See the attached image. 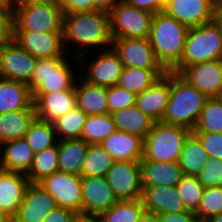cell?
<instances>
[{
	"label": "cell",
	"instance_id": "obj_9",
	"mask_svg": "<svg viewBox=\"0 0 222 222\" xmlns=\"http://www.w3.org/2000/svg\"><path fill=\"white\" fill-rule=\"evenodd\" d=\"M98 53V57L95 59L91 53H86L78 58L79 66L82 64L79 68H83L84 70H79L80 77L87 83L96 86L110 87L116 85L124 67L123 62L112 47L99 50ZM89 54H91V56H89ZM88 57H92L89 63H87ZM83 60L86 61V63Z\"/></svg>",
	"mask_w": 222,
	"mask_h": 222
},
{
	"label": "cell",
	"instance_id": "obj_18",
	"mask_svg": "<svg viewBox=\"0 0 222 222\" xmlns=\"http://www.w3.org/2000/svg\"><path fill=\"white\" fill-rule=\"evenodd\" d=\"M214 0H165L164 12L187 27H196L212 19Z\"/></svg>",
	"mask_w": 222,
	"mask_h": 222
},
{
	"label": "cell",
	"instance_id": "obj_49",
	"mask_svg": "<svg viewBox=\"0 0 222 222\" xmlns=\"http://www.w3.org/2000/svg\"><path fill=\"white\" fill-rule=\"evenodd\" d=\"M160 222H200L194 212L168 213L159 215Z\"/></svg>",
	"mask_w": 222,
	"mask_h": 222
},
{
	"label": "cell",
	"instance_id": "obj_48",
	"mask_svg": "<svg viewBox=\"0 0 222 222\" xmlns=\"http://www.w3.org/2000/svg\"><path fill=\"white\" fill-rule=\"evenodd\" d=\"M137 9L149 11L153 14L164 10L165 0H125Z\"/></svg>",
	"mask_w": 222,
	"mask_h": 222
},
{
	"label": "cell",
	"instance_id": "obj_15",
	"mask_svg": "<svg viewBox=\"0 0 222 222\" xmlns=\"http://www.w3.org/2000/svg\"><path fill=\"white\" fill-rule=\"evenodd\" d=\"M179 75L207 98H217L222 93V59L185 67Z\"/></svg>",
	"mask_w": 222,
	"mask_h": 222
},
{
	"label": "cell",
	"instance_id": "obj_30",
	"mask_svg": "<svg viewBox=\"0 0 222 222\" xmlns=\"http://www.w3.org/2000/svg\"><path fill=\"white\" fill-rule=\"evenodd\" d=\"M117 130L135 134L145 139L155 123L137 106L123 108L111 114Z\"/></svg>",
	"mask_w": 222,
	"mask_h": 222
},
{
	"label": "cell",
	"instance_id": "obj_5",
	"mask_svg": "<svg viewBox=\"0 0 222 222\" xmlns=\"http://www.w3.org/2000/svg\"><path fill=\"white\" fill-rule=\"evenodd\" d=\"M74 60L76 63L79 61L75 57L37 59L29 84L32 94H48L75 89V82L80 75L75 73V67L71 64Z\"/></svg>",
	"mask_w": 222,
	"mask_h": 222
},
{
	"label": "cell",
	"instance_id": "obj_10",
	"mask_svg": "<svg viewBox=\"0 0 222 222\" xmlns=\"http://www.w3.org/2000/svg\"><path fill=\"white\" fill-rule=\"evenodd\" d=\"M39 184L54 198L56 205L82 215V177L56 171Z\"/></svg>",
	"mask_w": 222,
	"mask_h": 222
},
{
	"label": "cell",
	"instance_id": "obj_40",
	"mask_svg": "<svg viewBox=\"0 0 222 222\" xmlns=\"http://www.w3.org/2000/svg\"><path fill=\"white\" fill-rule=\"evenodd\" d=\"M187 211L196 212L202 199L205 187L197 176L184 175L176 185Z\"/></svg>",
	"mask_w": 222,
	"mask_h": 222
},
{
	"label": "cell",
	"instance_id": "obj_35",
	"mask_svg": "<svg viewBox=\"0 0 222 222\" xmlns=\"http://www.w3.org/2000/svg\"><path fill=\"white\" fill-rule=\"evenodd\" d=\"M114 159L100 144H89L81 177H105Z\"/></svg>",
	"mask_w": 222,
	"mask_h": 222
},
{
	"label": "cell",
	"instance_id": "obj_23",
	"mask_svg": "<svg viewBox=\"0 0 222 222\" xmlns=\"http://www.w3.org/2000/svg\"><path fill=\"white\" fill-rule=\"evenodd\" d=\"M114 161H140L144 139L138 135L116 130L100 143Z\"/></svg>",
	"mask_w": 222,
	"mask_h": 222
},
{
	"label": "cell",
	"instance_id": "obj_20",
	"mask_svg": "<svg viewBox=\"0 0 222 222\" xmlns=\"http://www.w3.org/2000/svg\"><path fill=\"white\" fill-rule=\"evenodd\" d=\"M32 99L36 118L50 123L77 107L75 89L32 94Z\"/></svg>",
	"mask_w": 222,
	"mask_h": 222
},
{
	"label": "cell",
	"instance_id": "obj_45",
	"mask_svg": "<svg viewBox=\"0 0 222 222\" xmlns=\"http://www.w3.org/2000/svg\"><path fill=\"white\" fill-rule=\"evenodd\" d=\"M13 39V7L0 5V46Z\"/></svg>",
	"mask_w": 222,
	"mask_h": 222
},
{
	"label": "cell",
	"instance_id": "obj_19",
	"mask_svg": "<svg viewBox=\"0 0 222 222\" xmlns=\"http://www.w3.org/2000/svg\"><path fill=\"white\" fill-rule=\"evenodd\" d=\"M171 91V71H167L150 87L136 95L135 106L154 122H160Z\"/></svg>",
	"mask_w": 222,
	"mask_h": 222
},
{
	"label": "cell",
	"instance_id": "obj_54",
	"mask_svg": "<svg viewBox=\"0 0 222 222\" xmlns=\"http://www.w3.org/2000/svg\"><path fill=\"white\" fill-rule=\"evenodd\" d=\"M75 222H101L99 217L79 215Z\"/></svg>",
	"mask_w": 222,
	"mask_h": 222
},
{
	"label": "cell",
	"instance_id": "obj_38",
	"mask_svg": "<svg viewBox=\"0 0 222 222\" xmlns=\"http://www.w3.org/2000/svg\"><path fill=\"white\" fill-rule=\"evenodd\" d=\"M87 116L82 109L75 107L52 122L57 139H80Z\"/></svg>",
	"mask_w": 222,
	"mask_h": 222
},
{
	"label": "cell",
	"instance_id": "obj_4",
	"mask_svg": "<svg viewBox=\"0 0 222 222\" xmlns=\"http://www.w3.org/2000/svg\"><path fill=\"white\" fill-rule=\"evenodd\" d=\"M222 59V37L212 21L189 28L180 62L171 70L180 73L185 67Z\"/></svg>",
	"mask_w": 222,
	"mask_h": 222
},
{
	"label": "cell",
	"instance_id": "obj_51",
	"mask_svg": "<svg viewBox=\"0 0 222 222\" xmlns=\"http://www.w3.org/2000/svg\"><path fill=\"white\" fill-rule=\"evenodd\" d=\"M211 21L217 27L222 37V8H214Z\"/></svg>",
	"mask_w": 222,
	"mask_h": 222
},
{
	"label": "cell",
	"instance_id": "obj_50",
	"mask_svg": "<svg viewBox=\"0 0 222 222\" xmlns=\"http://www.w3.org/2000/svg\"><path fill=\"white\" fill-rule=\"evenodd\" d=\"M95 10L110 13L113 8L123 0H94Z\"/></svg>",
	"mask_w": 222,
	"mask_h": 222
},
{
	"label": "cell",
	"instance_id": "obj_32",
	"mask_svg": "<svg viewBox=\"0 0 222 222\" xmlns=\"http://www.w3.org/2000/svg\"><path fill=\"white\" fill-rule=\"evenodd\" d=\"M166 72L165 69H142L124 66L117 85L135 95H139L161 76H164Z\"/></svg>",
	"mask_w": 222,
	"mask_h": 222
},
{
	"label": "cell",
	"instance_id": "obj_12",
	"mask_svg": "<svg viewBox=\"0 0 222 222\" xmlns=\"http://www.w3.org/2000/svg\"><path fill=\"white\" fill-rule=\"evenodd\" d=\"M105 178L118 200L141 199L140 161H114Z\"/></svg>",
	"mask_w": 222,
	"mask_h": 222
},
{
	"label": "cell",
	"instance_id": "obj_14",
	"mask_svg": "<svg viewBox=\"0 0 222 222\" xmlns=\"http://www.w3.org/2000/svg\"><path fill=\"white\" fill-rule=\"evenodd\" d=\"M112 48L124 66L142 69H164L158 62L148 38H113Z\"/></svg>",
	"mask_w": 222,
	"mask_h": 222
},
{
	"label": "cell",
	"instance_id": "obj_13",
	"mask_svg": "<svg viewBox=\"0 0 222 222\" xmlns=\"http://www.w3.org/2000/svg\"><path fill=\"white\" fill-rule=\"evenodd\" d=\"M13 40L36 59L71 57L64 49L62 33L13 31Z\"/></svg>",
	"mask_w": 222,
	"mask_h": 222
},
{
	"label": "cell",
	"instance_id": "obj_28",
	"mask_svg": "<svg viewBox=\"0 0 222 222\" xmlns=\"http://www.w3.org/2000/svg\"><path fill=\"white\" fill-rule=\"evenodd\" d=\"M88 146L82 139L58 140L59 171L81 176Z\"/></svg>",
	"mask_w": 222,
	"mask_h": 222
},
{
	"label": "cell",
	"instance_id": "obj_53",
	"mask_svg": "<svg viewBox=\"0 0 222 222\" xmlns=\"http://www.w3.org/2000/svg\"><path fill=\"white\" fill-rule=\"evenodd\" d=\"M138 222H160L159 215L144 211Z\"/></svg>",
	"mask_w": 222,
	"mask_h": 222
},
{
	"label": "cell",
	"instance_id": "obj_29",
	"mask_svg": "<svg viewBox=\"0 0 222 222\" xmlns=\"http://www.w3.org/2000/svg\"><path fill=\"white\" fill-rule=\"evenodd\" d=\"M35 118V109L17 110L0 114V145L6 141L24 138Z\"/></svg>",
	"mask_w": 222,
	"mask_h": 222
},
{
	"label": "cell",
	"instance_id": "obj_52",
	"mask_svg": "<svg viewBox=\"0 0 222 222\" xmlns=\"http://www.w3.org/2000/svg\"><path fill=\"white\" fill-rule=\"evenodd\" d=\"M44 3H58V0H15L14 5H36Z\"/></svg>",
	"mask_w": 222,
	"mask_h": 222
},
{
	"label": "cell",
	"instance_id": "obj_44",
	"mask_svg": "<svg viewBox=\"0 0 222 222\" xmlns=\"http://www.w3.org/2000/svg\"><path fill=\"white\" fill-rule=\"evenodd\" d=\"M201 142L209 158L222 160V133L192 132Z\"/></svg>",
	"mask_w": 222,
	"mask_h": 222
},
{
	"label": "cell",
	"instance_id": "obj_33",
	"mask_svg": "<svg viewBox=\"0 0 222 222\" xmlns=\"http://www.w3.org/2000/svg\"><path fill=\"white\" fill-rule=\"evenodd\" d=\"M56 171H59L58 141L56 145L34 154L32 166L26 176L30 183H39Z\"/></svg>",
	"mask_w": 222,
	"mask_h": 222
},
{
	"label": "cell",
	"instance_id": "obj_57",
	"mask_svg": "<svg viewBox=\"0 0 222 222\" xmlns=\"http://www.w3.org/2000/svg\"><path fill=\"white\" fill-rule=\"evenodd\" d=\"M214 8H222V0H214Z\"/></svg>",
	"mask_w": 222,
	"mask_h": 222
},
{
	"label": "cell",
	"instance_id": "obj_42",
	"mask_svg": "<svg viewBox=\"0 0 222 222\" xmlns=\"http://www.w3.org/2000/svg\"><path fill=\"white\" fill-rule=\"evenodd\" d=\"M136 95L119 85L107 87L108 113L112 114L123 108L134 106Z\"/></svg>",
	"mask_w": 222,
	"mask_h": 222
},
{
	"label": "cell",
	"instance_id": "obj_37",
	"mask_svg": "<svg viewBox=\"0 0 222 222\" xmlns=\"http://www.w3.org/2000/svg\"><path fill=\"white\" fill-rule=\"evenodd\" d=\"M144 211L141 199L118 200L98 217L101 222H138Z\"/></svg>",
	"mask_w": 222,
	"mask_h": 222
},
{
	"label": "cell",
	"instance_id": "obj_46",
	"mask_svg": "<svg viewBox=\"0 0 222 222\" xmlns=\"http://www.w3.org/2000/svg\"><path fill=\"white\" fill-rule=\"evenodd\" d=\"M63 13L95 11L94 0H58Z\"/></svg>",
	"mask_w": 222,
	"mask_h": 222
},
{
	"label": "cell",
	"instance_id": "obj_24",
	"mask_svg": "<svg viewBox=\"0 0 222 222\" xmlns=\"http://www.w3.org/2000/svg\"><path fill=\"white\" fill-rule=\"evenodd\" d=\"M142 186H176L184 176L178 161L140 160Z\"/></svg>",
	"mask_w": 222,
	"mask_h": 222
},
{
	"label": "cell",
	"instance_id": "obj_8",
	"mask_svg": "<svg viewBox=\"0 0 222 222\" xmlns=\"http://www.w3.org/2000/svg\"><path fill=\"white\" fill-rule=\"evenodd\" d=\"M153 16L123 0L109 13L112 38H149Z\"/></svg>",
	"mask_w": 222,
	"mask_h": 222
},
{
	"label": "cell",
	"instance_id": "obj_34",
	"mask_svg": "<svg viewBox=\"0 0 222 222\" xmlns=\"http://www.w3.org/2000/svg\"><path fill=\"white\" fill-rule=\"evenodd\" d=\"M117 130L111 114L87 116L80 139L87 144L101 143Z\"/></svg>",
	"mask_w": 222,
	"mask_h": 222
},
{
	"label": "cell",
	"instance_id": "obj_59",
	"mask_svg": "<svg viewBox=\"0 0 222 222\" xmlns=\"http://www.w3.org/2000/svg\"><path fill=\"white\" fill-rule=\"evenodd\" d=\"M6 218L0 214V222H3Z\"/></svg>",
	"mask_w": 222,
	"mask_h": 222
},
{
	"label": "cell",
	"instance_id": "obj_3",
	"mask_svg": "<svg viewBox=\"0 0 222 222\" xmlns=\"http://www.w3.org/2000/svg\"><path fill=\"white\" fill-rule=\"evenodd\" d=\"M208 98L178 73L171 71V91L160 122L193 130Z\"/></svg>",
	"mask_w": 222,
	"mask_h": 222
},
{
	"label": "cell",
	"instance_id": "obj_2",
	"mask_svg": "<svg viewBox=\"0 0 222 222\" xmlns=\"http://www.w3.org/2000/svg\"><path fill=\"white\" fill-rule=\"evenodd\" d=\"M188 31L189 27L164 11L154 14L148 39L166 71H171L180 62Z\"/></svg>",
	"mask_w": 222,
	"mask_h": 222
},
{
	"label": "cell",
	"instance_id": "obj_41",
	"mask_svg": "<svg viewBox=\"0 0 222 222\" xmlns=\"http://www.w3.org/2000/svg\"><path fill=\"white\" fill-rule=\"evenodd\" d=\"M222 213V186L205 188L200 205L195 212L200 222Z\"/></svg>",
	"mask_w": 222,
	"mask_h": 222
},
{
	"label": "cell",
	"instance_id": "obj_17",
	"mask_svg": "<svg viewBox=\"0 0 222 222\" xmlns=\"http://www.w3.org/2000/svg\"><path fill=\"white\" fill-rule=\"evenodd\" d=\"M118 201L105 177H82V215L100 216Z\"/></svg>",
	"mask_w": 222,
	"mask_h": 222
},
{
	"label": "cell",
	"instance_id": "obj_47",
	"mask_svg": "<svg viewBox=\"0 0 222 222\" xmlns=\"http://www.w3.org/2000/svg\"><path fill=\"white\" fill-rule=\"evenodd\" d=\"M78 216L71 210L56 206L43 222H75Z\"/></svg>",
	"mask_w": 222,
	"mask_h": 222
},
{
	"label": "cell",
	"instance_id": "obj_43",
	"mask_svg": "<svg viewBox=\"0 0 222 222\" xmlns=\"http://www.w3.org/2000/svg\"><path fill=\"white\" fill-rule=\"evenodd\" d=\"M197 177L205 188L220 186L222 184V160L209 158Z\"/></svg>",
	"mask_w": 222,
	"mask_h": 222
},
{
	"label": "cell",
	"instance_id": "obj_56",
	"mask_svg": "<svg viewBox=\"0 0 222 222\" xmlns=\"http://www.w3.org/2000/svg\"><path fill=\"white\" fill-rule=\"evenodd\" d=\"M15 0H0V5L13 7Z\"/></svg>",
	"mask_w": 222,
	"mask_h": 222
},
{
	"label": "cell",
	"instance_id": "obj_7",
	"mask_svg": "<svg viewBox=\"0 0 222 222\" xmlns=\"http://www.w3.org/2000/svg\"><path fill=\"white\" fill-rule=\"evenodd\" d=\"M63 10L58 3L13 6V31L62 33Z\"/></svg>",
	"mask_w": 222,
	"mask_h": 222
},
{
	"label": "cell",
	"instance_id": "obj_1",
	"mask_svg": "<svg viewBox=\"0 0 222 222\" xmlns=\"http://www.w3.org/2000/svg\"><path fill=\"white\" fill-rule=\"evenodd\" d=\"M62 36L64 49L71 57L79 58L90 52L96 57L97 49L99 51L112 47L109 13L99 10L65 13ZM68 48L71 52L73 49V53L67 52Z\"/></svg>",
	"mask_w": 222,
	"mask_h": 222
},
{
	"label": "cell",
	"instance_id": "obj_6",
	"mask_svg": "<svg viewBox=\"0 0 222 222\" xmlns=\"http://www.w3.org/2000/svg\"><path fill=\"white\" fill-rule=\"evenodd\" d=\"M191 132L183 126L155 122L144 139L141 160L178 161L183 143Z\"/></svg>",
	"mask_w": 222,
	"mask_h": 222
},
{
	"label": "cell",
	"instance_id": "obj_11",
	"mask_svg": "<svg viewBox=\"0 0 222 222\" xmlns=\"http://www.w3.org/2000/svg\"><path fill=\"white\" fill-rule=\"evenodd\" d=\"M36 58L13 39L0 46V78L30 84Z\"/></svg>",
	"mask_w": 222,
	"mask_h": 222
},
{
	"label": "cell",
	"instance_id": "obj_16",
	"mask_svg": "<svg viewBox=\"0 0 222 222\" xmlns=\"http://www.w3.org/2000/svg\"><path fill=\"white\" fill-rule=\"evenodd\" d=\"M56 206L54 198L39 183H29L12 221L43 222Z\"/></svg>",
	"mask_w": 222,
	"mask_h": 222
},
{
	"label": "cell",
	"instance_id": "obj_25",
	"mask_svg": "<svg viewBox=\"0 0 222 222\" xmlns=\"http://www.w3.org/2000/svg\"><path fill=\"white\" fill-rule=\"evenodd\" d=\"M34 153L24 138L10 140L0 145V168L27 174L33 163Z\"/></svg>",
	"mask_w": 222,
	"mask_h": 222
},
{
	"label": "cell",
	"instance_id": "obj_22",
	"mask_svg": "<svg viewBox=\"0 0 222 222\" xmlns=\"http://www.w3.org/2000/svg\"><path fill=\"white\" fill-rule=\"evenodd\" d=\"M145 211L161 215L187 211L176 186H142Z\"/></svg>",
	"mask_w": 222,
	"mask_h": 222
},
{
	"label": "cell",
	"instance_id": "obj_21",
	"mask_svg": "<svg viewBox=\"0 0 222 222\" xmlns=\"http://www.w3.org/2000/svg\"><path fill=\"white\" fill-rule=\"evenodd\" d=\"M29 183L26 174L0 168V214L3 217L13 218Z\"/></svg>",
	"mask_w": 222,
	"mask_h": 222
},
{
	"label": "cell",
	"instance_id": "obj_55",
	"mask_svg": "<svg viewBox=\"0 0 222 222\" xmlns=\"http://www.w3.org/2000/svg\"><path fill=\"white\" fill-rule=\"evenodd\" d=\"M205 222H222V213L209 218Z\"/></svg>",
	"mask_w": 222,
	"mask_h": 222
},
{
	"label": "cell",
	"instance_id": "obj_60",
	"mask_svg": "<svg viewBox=\"0 0 222 222\" xmlns=\"http://www.w3.org/2000/svg\"><path fill=\"white\" fill-rule=\"evenodd\" d=\"M3 222H13L12 219H5Z\"/></svg>",
	"mask_w": 222,
	"mask_h": 222
},
{
	"label": "cell",
	"instance_id": "obj_27",
	"mask_svg": "<svg viewBox=\"0 0 222 222\" xmlns=\"http://www.w3.org/2000/svg\"><path fill=\"white\" fill-rule=\"evenodd\" d=\"M77 107L88 116L108 113L107 87L87 83L80 76L75 82Z\"/></svg>",
	"mask_w": 222,
	"mask_h": 222
},
{
	"label": "cell",
	"instance_id": "obj_58",
	"mask_svg": "<svg viewBox=\"0 0 222 222\" xmlns=\"http://www.w3.org/2000/svg\"><path fill=\"white\" fill-rule=\"evenodd\" d=\"M217 98H218V99L220 100V102L222 103V93H220Z\"/></svg>",
	"mask_w": 222,
	"mask_h": 222
},
{
	"label": "cell",
	"instance_id": "obj_39",
	"mask_svg": "<svg viewBox=\"0 0 222 222\" xmlns=\"http://www.w3.org/2000/svg\"><path fill=\"white\" fill-rule=\"evenodd\" d=\"M192 132L222 133V103L218 98H208Z\"/></svg>",
	"mask_w": 222,
	"mask_h": 222
},
{
	"label": "cell",
	"instance_id": "obj_36",
	"mask_svg": "<svg viewBox=\"0 0 222 222\" xmlns=\"http://www.w3.org/2000/svg\"><path fill=\"white\" fill-rule=\"evenodd\" d=\"M24 139L34 154L56 145L58 141L53 123L38 118H35L30 124Z\"/></svg>",
	"mask_w": 222,
	"mask_h": 222
},
{
	"label": "cell",
	"instance_id": "obj_31",
	"mask_svg": "<svg viewBox=\"0 0 222 222\" xmlns=\"http://www.w3.org/2000/svg\"><path fill=\"white\" fill-rule=\"evenodd\" d=\"M208 160V153L199 139L191 132L183 143L178 160L184 175L197 176Z\"/></svg>",
	"mask_w": 222,
	"mask_h": 222
},
{
	"label": "cell",
	"instance_id": "obj_26",
	"mask_svg": "<svg viewBox=\"0 0 222 222\" xmlns=\"http://www.w3.org/2000/svg\"><path fill=\"white\" fill-rule=\"evenodd\" d=\"M35 109L29 85L0 78V114Z\"/></svg>",
	"mask_w": 222,
	"mask_h": 222
}]
</instances>
